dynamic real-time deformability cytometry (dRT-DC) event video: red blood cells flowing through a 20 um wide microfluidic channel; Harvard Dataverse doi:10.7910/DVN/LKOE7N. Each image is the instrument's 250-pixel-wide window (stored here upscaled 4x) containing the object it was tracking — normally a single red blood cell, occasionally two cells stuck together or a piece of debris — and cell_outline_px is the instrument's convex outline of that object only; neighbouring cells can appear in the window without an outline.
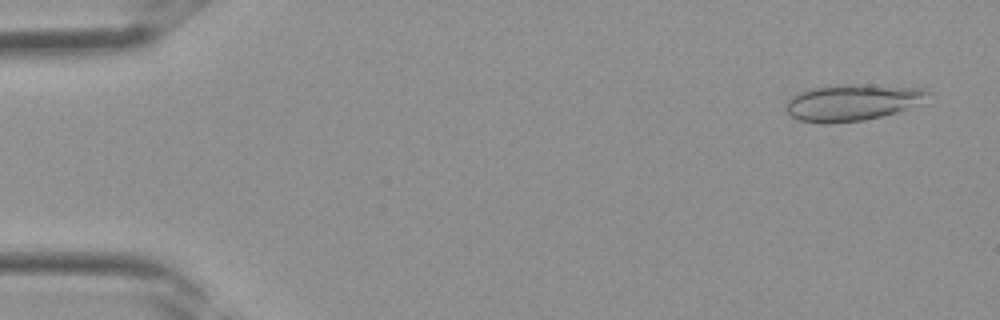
{"species": "Egyptian fruit bat (a non-hibernating species)", "species_latin": "Rousettus aegyptiacus", "temperature_condition": "room temperature", "stored_images_in_passage": 34, "camera_frame_rate_fps": 3000, "um_per_image_px": 0.085, "frame": {"image": 1, "passage_image": 2, "time_ms": 0.333, "image_size_px": [1000, 320], "cell_outline_px": [[928, 92], [904, 108], [896, 112], [864, 120], [828, 124], [824, 124], [800, 120], [788, 116], [784, 108], [784, 104], [792, 96], [800, 92], [812, 88], [844, 84], [868, 84], [924, 88]], "centroid_in_image_um": [72.25, 8.71], "position_along_channel_um": 12.7, "area_um2": 29.59}}
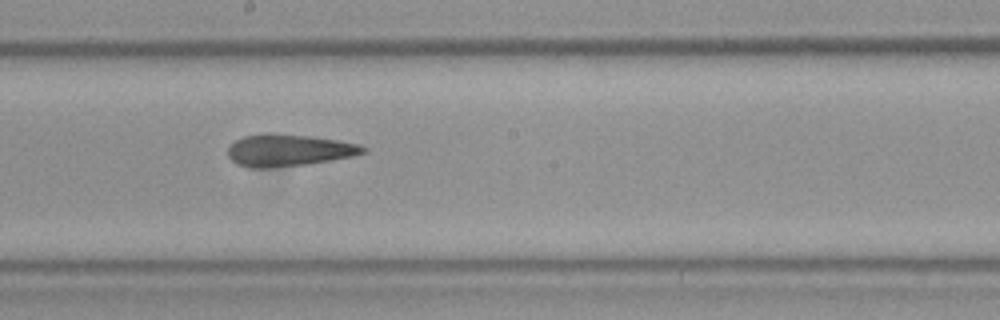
{"frame": {"image": 2, "passage_image": 19, "time_ms": 6.0, "image_size_px": [1000, 320], "cell_outline_px": [[368, 152], [352, 156], [332, 160], [304, 164], [272, 168], [248, 168], [236, 164], [228, 156], [228, 148], [236, 140], [244, 136], [260, 132], [276, 132], [312, 136], [360, 144], [368, 148]], "centroid_in_image_um": [24.53, 12.75], "position_along_channel_um": 223.7, "area_um2": 25.66}}
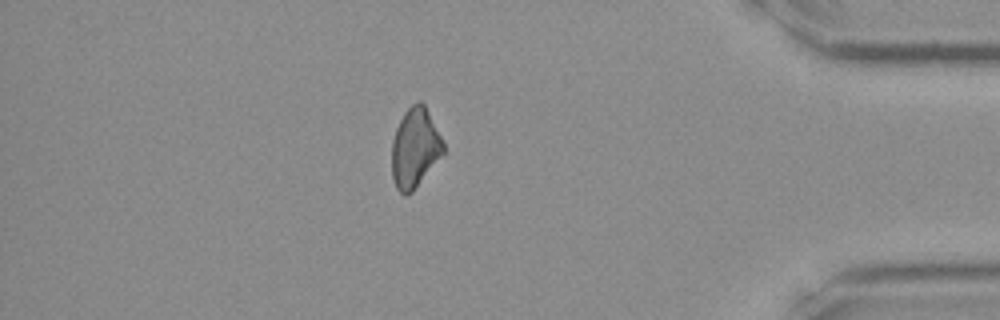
{"frame": {"image": 3, "passage_image": 30, "time_ms": 9.667, "image_size_px": [1000, 320], "cell_outline_px": [[444, 152], [412, 192], [408, 196], [404, 196], [396, 188], [392, 176], [392, 140], [396, 128], [404, 112], [416, 100], [420, 100], [424, 104], [444, 144]], "centroid_in_image_um": [35.24, 12.58], "position_along_channel_um": 400.0, "area_um2": 23.64}}